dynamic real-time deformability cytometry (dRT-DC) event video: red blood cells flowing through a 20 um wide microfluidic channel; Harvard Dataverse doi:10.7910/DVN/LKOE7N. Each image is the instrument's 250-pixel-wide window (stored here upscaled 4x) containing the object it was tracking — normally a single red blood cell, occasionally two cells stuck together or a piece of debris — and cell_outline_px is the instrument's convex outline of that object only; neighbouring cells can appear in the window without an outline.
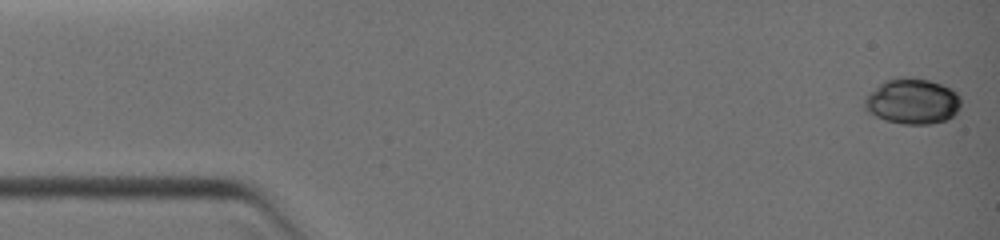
{"species": "common noctule bat (a hibernating species)", "species_latin": "Nyctalus noctula", "temperature_condition": "warm", "stored_images_in_passage": 12, "camera_frame_rate_fps": 3000, "um_per_image_px": 0.085, "animal": {"sex": "female", "body_mass_g": 19.0, "forearm_length_mm": 51.5}, "frame": {"image": 1, "passage_image": 1, "time_ms": 0.0, "image_size_px": [1000, 240], "cell_outline_px": [[960, 108], [948, 120], [928, 124], [904, 124], [884, 120], [868, 112], [864, 108], [864, 96], [868, 92], [884, 80], [896, 76], [904, 76], [928, 80], [952, 88], [960, 96]], "centroid_in_image_um": [77.52, 8.59], "position_along_channel_um": 7.5, "area_um2": 26.01}}
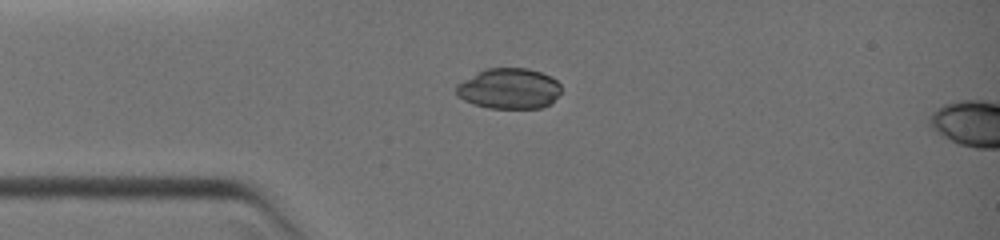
{"frame": {"image": 2, "passage_image": 9, "time_ms": 3.0, "image_size_px": [1000, 240], "cell_outline_px": [[560, 92], [552, 104], [540, 108], [488, 108], [472, 104], [464, 100], [456, 92], [456, 84], [476, 72], [484, 68], [528, 68], [552, 76], [560, 84]], "centroid_in_image_um": [43.27, 7.52], "position_along_channel_um": 41.7, "area_um2": 25.09}}